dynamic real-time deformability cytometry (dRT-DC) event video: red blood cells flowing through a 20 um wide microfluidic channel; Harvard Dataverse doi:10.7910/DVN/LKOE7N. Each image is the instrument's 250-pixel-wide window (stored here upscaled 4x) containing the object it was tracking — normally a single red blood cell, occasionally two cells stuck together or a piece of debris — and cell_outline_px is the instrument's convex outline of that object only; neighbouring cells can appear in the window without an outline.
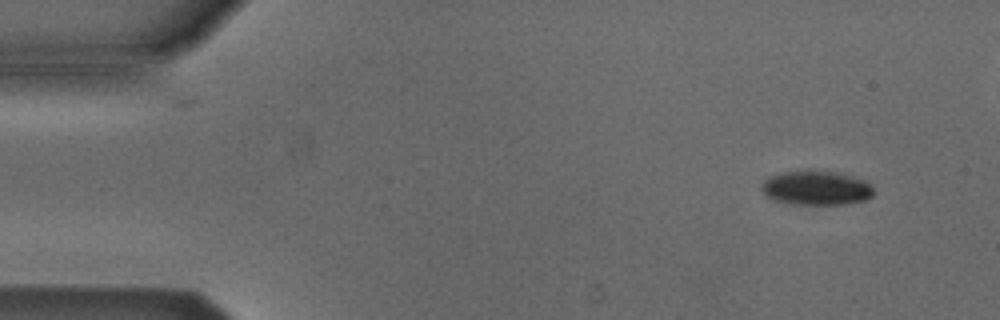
{"species": "Egyptian fruit bat (a non-hibernating species)", "species_latin": "Rousettus aegyptiacus", "temperature_condition": "cold", "stored_images_in_passage": 5, "camera_frame_rate_fps": 3000, "um_per_image_px": 0.085, "animal": {"sex": "male"}, "frame": {"image": 1, "passage_image": 1, "time_ms": 0.0, "image_size_px": [1000, 320], "cell_outline_px": [[872, 196], [864, 200], [844, 204], [796, 204], [776, 200], [764, 196], [760, 188], [760, 184], [764, 180], [772, 176], [784, 172], [836, 172], [852, 176], [864, 180], [872, 188]], "centroid_in_image_um": [69.35, 16.0], "position_along_channel_um": 15.7, "area_um2": 21.85}}